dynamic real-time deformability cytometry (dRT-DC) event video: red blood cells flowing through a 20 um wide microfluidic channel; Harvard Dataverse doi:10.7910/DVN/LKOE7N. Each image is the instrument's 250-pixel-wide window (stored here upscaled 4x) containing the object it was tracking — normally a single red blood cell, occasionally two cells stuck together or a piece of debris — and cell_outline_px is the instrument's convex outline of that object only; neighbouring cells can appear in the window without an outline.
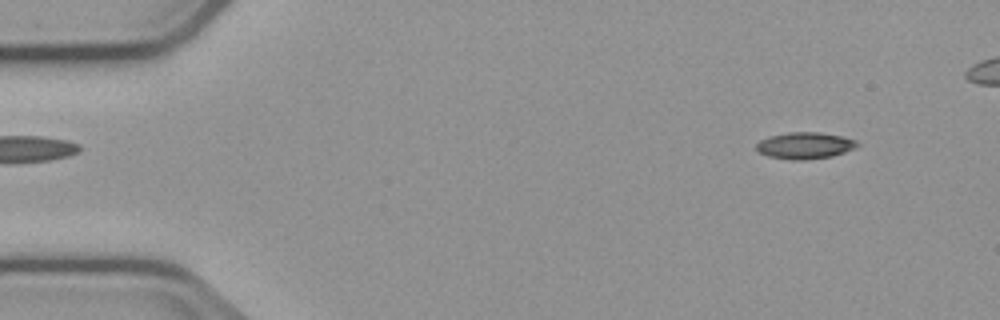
{"species": "common noctule bat (a hibernating species)", "species_latin": "Nyctalus noctula", "temperature_condition": "cold", "stored_images_in_passage": 51, "camera_frame_rate_fps": 3000, "um_per_image_px": 0.085, "animal": {"sex": "male", "body_mass_g": 23.1, "forearm_length_mm": 52.7}, "frame": {"image": 1, "passage_image": 5, "time_ms": 1.333, "image_size_px": [1000, 320], "cell_outline_px": [[860, 144], [856, 148], [832, 156], [804, 160], [792, 160], [768, 156], [756, 152], [756, 144], [760, 140], [768, 136], [788, 132], [820, 132], [844, 136], [856, 140]], "centroid_in_image_um": [68.41, 12.36], "position_along_channel_um": 16.6, "area_um2": 15.9}}
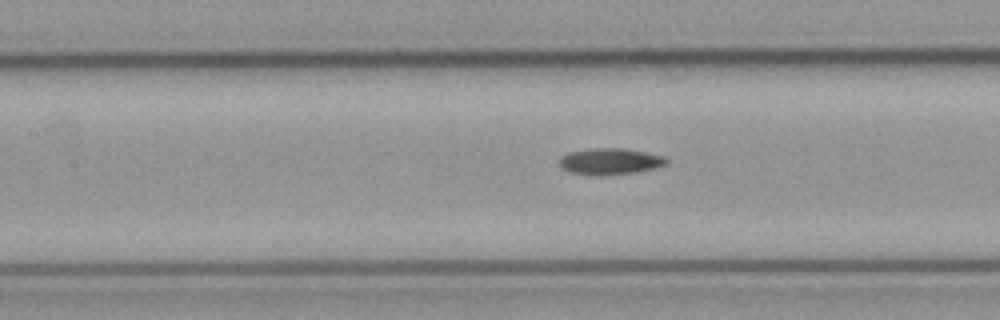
{"frame": {"image": 2, "passage_image": 24, "time_ms": 7.667, "image_size_px": [1000, 320], "cell_outline_px": [[668, 164], [656, 168], [636, 172], [600, 176], [592, 176], [568, 172], [560, 168], [560, 156], [568, 152], [596, 148], [620, 148], [644, 152], [664, 156], [668, 160]], "centroid_in_image_um": [51.83, 13.74], "position_along_channel_um": 155.6, "area_um2": 16.65}}
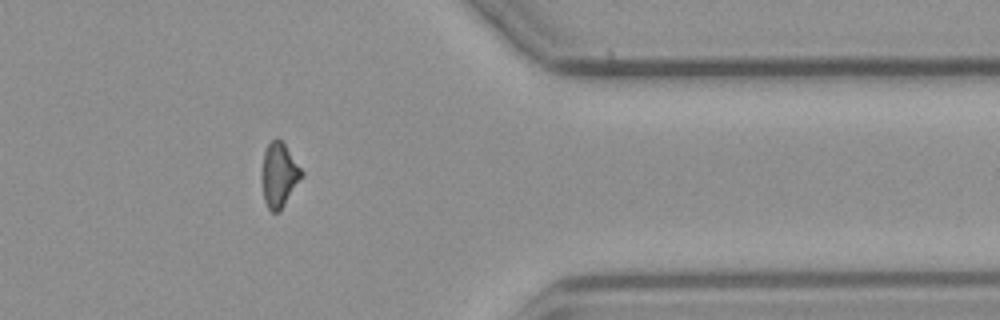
{"frame": {"image": 3, "passage_image": 44, "time_ms": 14.333, "image_size_px": [1000, 320], "cell_outline_px": [[304, 176], [280, 212], [272, 212], [268, 208], [264, 200], [260, 176], [264, 152], [268, 144], [276, 136], [284, 144], [304, 172]], "centroid_in_image_um": [23.72, 14.89], "position_along_channel_um": 387.7, "area_um2": 15.26}}